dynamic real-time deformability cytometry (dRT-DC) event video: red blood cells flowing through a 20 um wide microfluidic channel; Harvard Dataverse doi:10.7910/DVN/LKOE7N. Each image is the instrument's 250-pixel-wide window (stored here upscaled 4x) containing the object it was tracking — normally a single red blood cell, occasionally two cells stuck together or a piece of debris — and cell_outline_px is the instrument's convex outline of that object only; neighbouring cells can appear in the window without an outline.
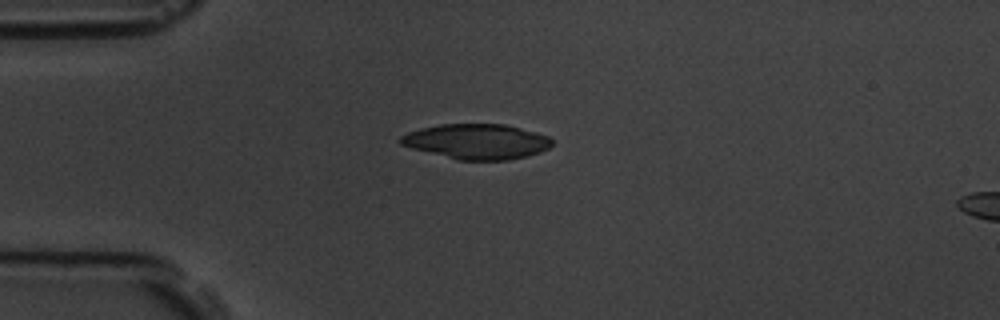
{"species": "common noctule bat (a hibernating species)", "species_latin": "Nyctalus noctula", "temperature_condition": "room temperature", "stored_images_in_passage": 3, "camera_frame_rate_fps": 3000, "um_per_image_px": 0.085, "animal": {"sex": "male", "body_mass_g": 19.5, "forearm_length_mm": 54.6}, "frame": {"image": 1, "passage_image": 1, "time_ms": 0.0, "image_size_px": [1000, 320], "cell_outline_px": [[552, 144], [548, 148], [540, 152], [528, 156], [508, 160], [456, 160], [412, 148], [400, 144], [396, 140], [400, 136], [408, 132], [420, 128], [440, 124], [504, 124], [536, 132], [548, 136], [552, 140]], "centroid_in_image_um": [40.5, 12.03], "position_along_channel_um": 44.5, "area_um2": 31.15}}